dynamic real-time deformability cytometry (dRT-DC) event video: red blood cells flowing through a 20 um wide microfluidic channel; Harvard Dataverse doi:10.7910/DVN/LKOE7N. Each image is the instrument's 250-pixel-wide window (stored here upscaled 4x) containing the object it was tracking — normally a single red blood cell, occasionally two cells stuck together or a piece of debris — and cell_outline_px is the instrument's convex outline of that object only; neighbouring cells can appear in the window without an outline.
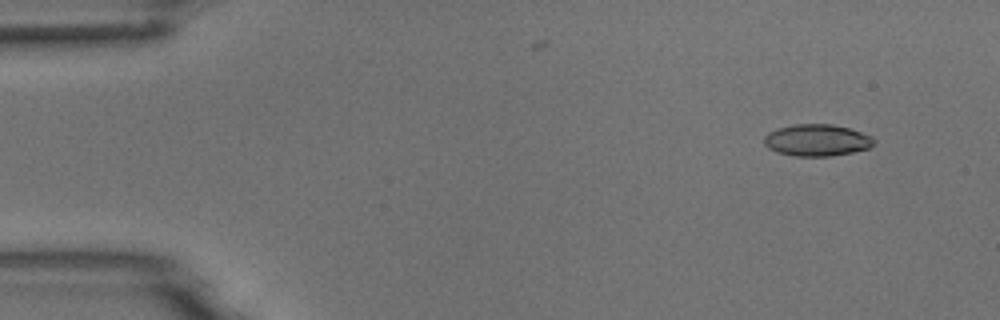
{"species": "common noctule bat (a hibernating species)", "species_latin": "Nyctalus noctula", "temperature_condition": "room temperature", "stored_images_in_passage": 42, "camera_frame_rate_fps": 3000, "um_per_image_px": 0.085, "animal": {"sex": "male", "body_mass_g": 18.8}, "frame": {"image": 1, "passage_image": 4, "time_ms": 1.0, "image_size_px": [1000, 320], "cell_outline_px": [[876, 140], [868, 148], [852, 152], [832, 156], [796, 156], [776, 152], [768, 148], [764, 144], [764, 136], [768, 132], [792, 124], [832, 124], [848, 128], [872, 136]], "centroid_in_image_um": [69.41, 11.92], "position_along_channel_um": 15.6, "area_um2": 20.29}}
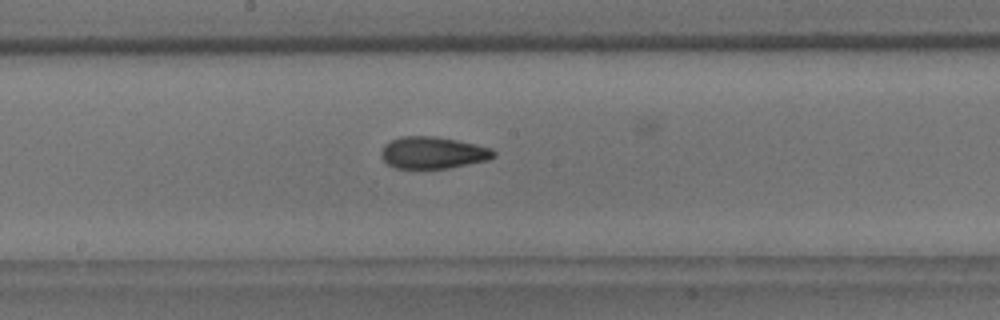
{"frame": {"image": 2, "passage_image": 28, "time_ms": 9.0, "image_size_px": [1000, 320], "cell_outline_px": [[496, 156], [488, 160], [448, 168], [396, 168], [388, 164], [380, 156], [380, 152], [384, 144], [400, 136], [436, 136], [476, 144], [492, 148], [496, 152]], "centroid_in_image_um": [36.8, 12.97], "position_along_channel_um": 211.4, "area_um2": 20.98}}
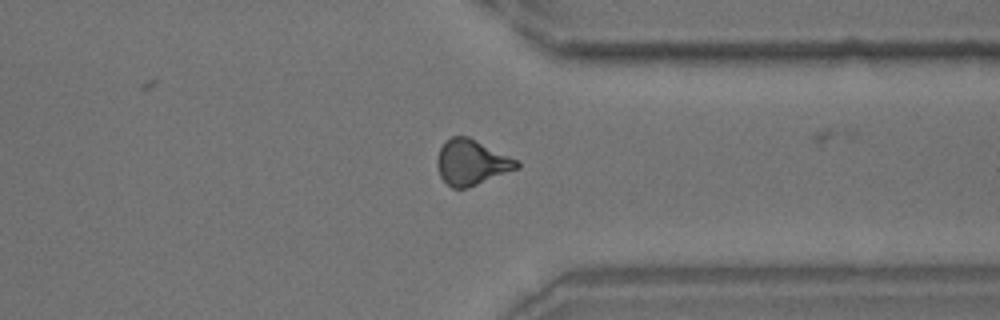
{"frame": {"image": 3, "passage_image": 41, "time_ms": 13.333, "image_size_px": [1000, 320], "cell_outline_px": [[520, 168], [476, 184], [464, 188], [452, 188], [440, 176], [436, 164], [436, 160], [440, 148], [452, 136], [468, 136], [520, 160]], "centroid_in_image_um": [40.11, 13.79], "position_along_channel_um": 371.3, "area_um2": 20.98}}